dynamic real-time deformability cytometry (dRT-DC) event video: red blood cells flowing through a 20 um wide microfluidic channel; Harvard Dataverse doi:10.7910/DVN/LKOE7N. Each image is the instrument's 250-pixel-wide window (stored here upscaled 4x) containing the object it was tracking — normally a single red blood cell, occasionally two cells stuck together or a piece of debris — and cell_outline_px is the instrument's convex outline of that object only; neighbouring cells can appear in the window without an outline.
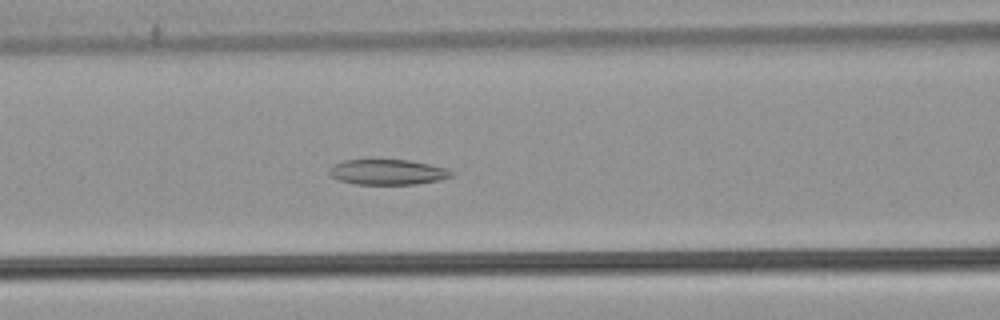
{"species": "common noctule bat (a hibernating species)", "species_latin": "Nyctalus noctula", "temperature_condition": "warm", "stored_images_in_passage": 56, "camera_frame_rate_fps": 3000, "um_per_image_px": 0.085, "animal": {"sex": "male", "body_mass_g": 21.5, "forearm_length_mm": 52.0}, "frame": {"image": 1, "passage_image": 24, "time_ms": 7.667, "image_size_px": [1000, 320], "cell_outline_px": [[452, 176], [440, 180], [416, 184], [356, 184], [340, 180], [332, 176], [328, 172], [336, 164], [344, 160], [408, 160], [428, 164], [444, 168], [452, 172]], "centroid_in_image_um": [32.96, 14.63], "position_along_channel_um": 133.6, "area_um2": 17.63}}
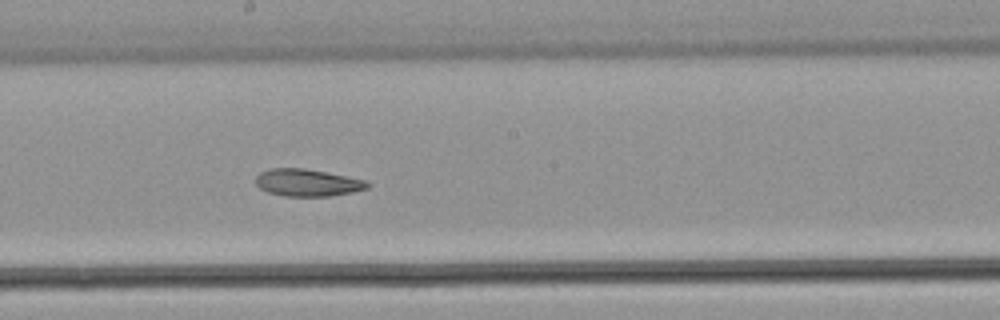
{"frame": {"image": 2, "passage_image": 31, "time_ms": 10.0, "image_size_px": [1000, 320], "cell_outline_px": [[372, 184], [368, 188], [352, 192], [332, 196], [284, 196], [268, 192], [260, 188], [256, 184], [256, 176], [260, 172], [268, 168], [304, 168], [368, 180]], "centroid_in_image_um": [26.16, 15.52], "position_along_channel_um": 222.0, "area_um2": 17.86}}
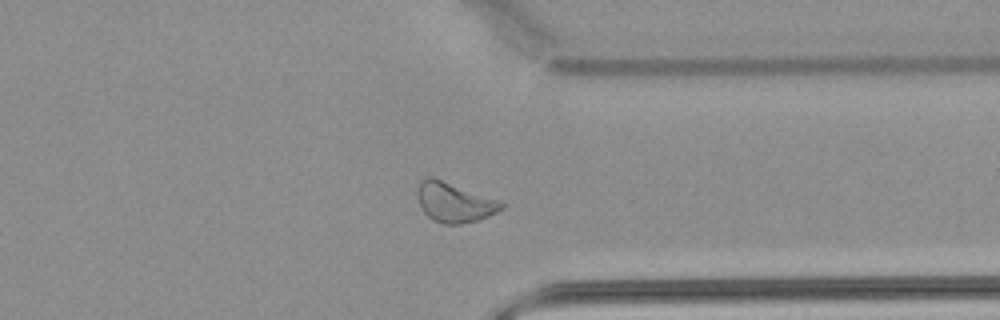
{"frame": {"image": 3, "passage_image": 43, "time_ms": 14.0, "image_size_px": [1000, 320], "cell_outline_px": [[504, 208], [488, 216], [476, 220], [460, 224], [440, 224], [432, 220], [424, 212], [416, 196], [416, 188], [420, 180], [428, 176], [432, 176], [496, 200], [504, 204]], "centroid_in_image_um": [38.53, 17.2], "position_along_channel_um": 372.9, "area_um2": 19.25}, "authors_computed_cell_mechanics": {"area_um2": 20.9814, "velocity_mm_per_s": 3.8086, "shape_relaxation_time_tau1_ms": null, "shape_relaxation_time_tau2_ms": 4.7462, "deformation_change_tau1": null, "deformation_change_tau2": 0.1144}}